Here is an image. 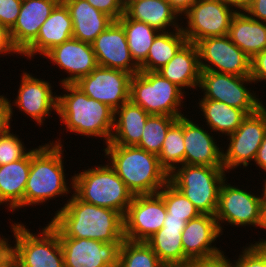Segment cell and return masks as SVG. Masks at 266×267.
I'll use <instances>...</instances> for the list:
<instances>
[{"label":"cell","instance_id":"15","mask_svg":"<svg viewBox=\"0 0 266 267\" xmlns=\"http://www.w3.org/2000/svg\"><path fill=\"white\" fill-rule=\"evenodd\" d=\"M21 74L17 96L12 102L10 99L8 100L11 119L15 113L13 110L15 107L19 109V112L22 111L32 118L31 120L35 121L36 125L42 126L46 117L47 119L50 118L53 110V114L55 112L57 114L58 95L53 92L52 83L49 81L37 78L30 72L23 71Z\"/></svg>","mask_w":266,"mask_h":267},{"label":"cell","instance_id":"50","mask_svg":"<svg viewBox=\"0 0 266 267\" xmlns=\"http://www.w3.org/2000/svg\"><path fill=\"white\" fill-rule=\"evenodd\" d=\"M171 6L182 16L196 0H168Z\"/></svg>","mask_w":266,"mask_h":267},{"label":"cell","instance_id":"30","mask_svg":"<svg viewBox=\"0 0 266 267\" xmlns=\"http://www.w3.org/2000/svg\"><path fill=\"white\" fill-rule=\"evenodd\" d=\"M198 99L199 101L196 104H199L198 108L204 117L203 119H205L203 122L207 123L204 126L207 125L211 132H216V134H220L219 136L231 135L248 116L244 110L231 107L224 102Z\"/></svg>","mask_w":266,"mask_h":267},{"label":"cell","instance_id":"51","mask_svg":"<svg viewBox=\"0 0 266 267\" xmlns=\"http://www.w3.org/2000/svg\"><path fill=\"white\" fill-rule=\"evenodd\" d=\"M231 8H233L236 12H243L245 11L252 0H221Z\"/></svg>","mask_w":266,"mask_h":267},{"label":"cell","instance_id":"9","mask_svg":"<svg viewBox=\"0 0 266 267\" xmlns=\"http://www.w3.org/2000/svg\"><path fill=\"white\" fill-rule=\"evenodd\" d=\"M249 83L255 84L250 76L201 71L199 89L204 92L201 99L224 102L250 115L264 106L265 102L260 101L261 98L250 87L247 88Z\"/></svg>","mask_w":266,"mask_h":267},{"label":"cell","instance_id":"18","mask_svg":"<svg viewBox=\"0 0 266 267\" xmlns=\"http://www.w3.org/2000/svg\"><path fill=\"white\" fill-rule=\"evenodd\" d=\"M43 58L68 73L60 79L61 85L77 83L98 66L92 44L75 38L54 46Z\"/></svg>","mask_w":266,"mask_h":267},{"label":"cell","instance_id":"36","mask_svg":"<svg viewBox=\"0 0 266 267\" xmlns=\"http://www.w3.org/2000/svg\"><path fill=\"white\" fill-rule=\"evenodd\" d=\"M178 120L168 115H150L143 128L142 137L137 147L159 155L167 131Z\"/></svg>","mask_w":266,"mask_h":267},{"label":"cell","instance_id":"43","mask_svg":"<svg viewBox=\"0 0 266 267\" xmlns=\"http://www.w3.org/2000/svg\"><path fill=\"white\" fill-rule=\"evenodd\" d=\"M5 95H0V137L6 135L11 129V109Z\"/></svg>","mask_w":266,"mask_h":267},{"label":"cell","instance_id":"23","mask_svg":"<svg viewBox=\"0 0 266 267\" xmlns=\"http://www.w3.org/2000/svg\"><path fill=\"white\" fill-rule=\"evenodd\" d=\"M61 0H23L14 26L9 30L13 46L21 54L38 36L42 24Z\"/></svg>","mask_w":266,"mask_h":267},{"label":"cell","instance_id":"54","mask_svg":"<svg viewBox=\"0 0 266 267\" xmlns=\"http://www.w3.org/2000/svg\"><path fill=\"white\" fill-rule=\"evenodd\" d=\"M123 5L125 6L128 2L132 1V0H121Z\"/></svg>","mask_w":266,"mask_h":267},{"label":"cell","instance_id":"53","mask_svg":"<svg viewBox=\"0 0 266 267\" xmlns=\"http://www.w3.org/2000/svg\"><path fill=\"white\" fill-rule=\"evenodd\" d=\"M262 183H264V185H262L263 186V188L261 189L262 190V192L263 193H261L262 195H261V202H266V177H265V179L263 180V182Z\"/></svg>","mask_w":266,"mask_h":267},{"label":"cell","instance_id":"7","mask_svg":"<svg viewBox=\"0 0 266 267\" xmlns=\"http://www.w3.org/2000/svg\"><path fill=\"white\" fill-rule=\"evenodd\" d=\"M184 94L188 95L157 71L138 72L130 80L129 100L150 115L185 116L182 113Z\"/></svg>","mask_w":266,"mask_h":267},{"label":"cell","instance_id":"17","mask_svg":"<svg viewBox=\"0 0 266 267\" xmlns=\"http://www.w3.org/2000/svg\"><path fill=\"white\" fill-rule=\"evenodd\" d=\"M59 239L65 267H118L122 242L105 243L86 238Z\"/></svg>","mask_w":266,"mask_h":267},{"label":"cell","instance_id":"22","mask_svg":"<svg viewBox=\"0 0 266 267\" xmlns=\"http://www.w3.org/2000/svg\"><path fill=\"white\" fill-rule=\"evenodd\" d=\"M70 38H73L72 19L68 8L60 1L40 27L36 39L20 55L27 60L38 54L44 56L54 46Z\"/></svg>","mask_w":266,"mask_h":267},{"label":"cell","instance_id":"20","mask_svg":"<svg viewBox=\"0 0 266 267\" xmlns=\"http://www.w3.org/2000/svg\"><path fill=\"white\" fill-rule=\"evenodd\" d=\"M221 235L215 216L200 214L189 220L182 232L184 255L192 261L210 259L225 253L216 244L213 245Z\"/></svg>","mask_w":266,"mask_h":267},{"label":"cell","instance_id":"47","mask_svg":"<svg viewBox=\"0 0 266 267\" xmlns=\"http://www.w3.org/2000/svg\"><path fill=\"white\" fill-rule=\"evenodd\" d=\"M0 267H7L9 265V242L10 238L0 234Z\"/></svg>","mask_w":266,"mask_h":267},{"label":"cell","instance_id":"38","mask_svg":"<svg viewBox=\"0 0 266 267\" xmlns=\"http://www.w3.org/2000/svg\"><path fill=\"white\" fill-rule=\"evenodd\" d=\"M10 130L0 137V165H6L26 157L32 149H27L19 135Z\"/></svg>","mask_w":266,"mask_h":267},{"label":"cell","instance_id":"10","mask_svg":"<svg viewBox=\"0 0 266 267\" xmlns=\"http://www.w3.org/2000/svg\"><path fill=\"white\" fill-rule=\"evenodd\" d=\"M235 13L221 0H196L181 16V30L187 42L194 44L204 38L226 36Z\"/></svg>","mask_w":266,"mask_h":267},{"label":"cell","instance_id":"27","mask_svg":"<svg viewBox=\"0 0 266 267\" xmlns=\"http://www.w3.org/2000/svg\"><path fill=\"white\" fill-rule=\"evenodd\" d=\"M69 10L73 23V38L92 44L114 20L94 8L86 0H61Z\"/></svg>","mask_w":266,"mask_h":267},{"label":"cell","instance_id":"48","mask_svg":"<svg viewBox=\"0 0 266 267\" xmlns=\"http://www.w3.org/2000/svg\"><path fill=\"white\" fill-rule=\"evenodd\" d=\"M254 163L266 173V135L258 149Z\"/></svg>","mask_w":266,"mask_h":267},{"label":"cell","instance_id":"44","mask_svg":"<svg viewBox=\"0 0 266 267\" xmlns=\"http://www.w3.org/2000/svg\"><path fill=\"white\" fill-rule=\"evenodd\" d=\"M185 267H230V262L223 253L210 259L192 260Z\"/></svg>","mask_w":266,"mask_h":267},{"label":"cell","instance_id":"24","mask_svg":"<svg viewBox=\"0 0 266 267\" xmlns=\"http://www.w3.org/2000/svg\"><path fill=\"white\" fill-rule=\"evenodd\" d=\"M124 13L159 32L181 29L180 15L168 0H132L124 6Z\"/></svg>","mask_w":266,"mask_h":267},{"label":"cell","instance_id":"39","mask_svg":"<svg viewBox=\"0 0 266 267\" xmlns=\"http://www.w3.org/2000/svg\"><path fill=\"white\" fill-rule=\"evenodd\" d=\"M237 260L230 261V267H266V247L249 244L242 247Z\"/></svg>","mask_w":266,"mask_h":267},{"label":"cell","instance_id":"32","mask_svg":"<svg viewBox=\"0 0 266 267\" xmlns=\"http://www.w3.org/2000/svg\"><path fill=\"white\" fill-rule=\"evenodd\" d=\"M187 42L181 29L159 32L151 45L140 72H156L165 66Z\"/></svg>","mask_w":266,"mask_h":267},{"label":"cell","instance_id":"4","mask_svg":"<svg viewBox=\"0 0 266 267\" xmlns=\"http://www.w3.org/2000/svg\"><path fill=\"white\" fill-rule=\"evenodd\" d=\"M104 158L133 195L155 194L169 181L158 155L137 146L105 145Z\"/></svg>","mask_w":266,"mask_h":267},{"label":"cell","instance_id":"33","mask_svg":"<svg viewBox=\"0 0 266 267\" xmlns=\"http://www.w3.org/2000/svg\"><path fill=\"white\" fill-rule=\"evenodd\" d=\"M117 21L124 28L132 59L140 66L146 60L149 49L159 31L144 22L130 19L125 13Z\"/></svg>","mask_w":266,"mask_h":267},{"label":"cell","instance_id":"29","mask_svg":"<svg viewBox=\"0 0 266 267\" xmlns=\"http://www.w3.org/2000/svg\"><path fill=\"white\" fill-rule=\"evenodd\" d=\"M228 36L251 59L266 49V22L257 21L245 11L232 17Z\"/></svg>","mask_w":266,"mask_h":267},{"label":"cell","instance_id":"42","mask_svg":"<svg viewBox=\"0 0 266 267\" xmlns=\"http://www.w3.org/2000/svg\"><path fill=\"white\" fill-rule=\"evenodd\" d=\"M250 77L255 84L262 81L266 83V49L251 59Z\"/></svg>","mask_w":266,"mask_h":267},{"label":"cell","instance_id":"12","mask_svg":"<svg viewBox=\"0 0 266 267\" xmlns=\"http://www.w3.org/2000/svg\"><path fill=\"white\" fill-rule=\"evenodd\" d=\"M227 178L222 182L218 207L215 214L219 229L223 235V226L233 225L232 227L244 226V228L257 227L260 222V206H261V195H256L252 191L238 188L236 185L228 183ZM224 223V224H223ZM223 225V226H222Z\"/></svg>","mask_w":266,"mask_h":267},{"label":"cell","instance_id":"1","mask_svg":"<svg viewBox=\"0 0 266 267\" xmlns=\"http://www.w3.org/2000/svg\"><path fill=\"white\" fill-rule=\"evenodd\" d=\"M55 211L49 223L59 238H86L105 243L123 242V215L116 210L80 200L74 193Z\"/></svg>","mask_w":266,"mask_h":267},{"label":"cell","instance_id":"34","mask_svg":"<svg viewBox=\"0 0 266 267\" xmlns=\"http://www.w3.org/2000/svg\"><path fill=\"white\" fill-rule=\"evenodd\" d=\"M183 116L169 128L158 155L161 166L170 175L178 166L184 164Z\"/></svg>","mask_w":266,"mask_h":267},{"label":"cell","instance_id":"52","mask_svg":"<svg viewBox=\"0 0 266 267\" xmlns=\"http://www.w3.org/2000/svg\"><path fill=\"white\" fill-rule=\"evenodd\" d=\"M186 222L183 218L169 217V214H166L163 226H173V227H185Z\"/></svg>","mask_w":266,"mask_h":267},{"label":"cell","instance_id":"6","mask_svg":"<svg viewBox=\"0 0 266 267\" xmlns=\"http://www.w3.org/2000/svg\"><path fill=\"white\" fill-rule=\"evenodd\" d=\"M105 162L74 173L73 193L86 203L116 210L124 216L134 195L108 161Z\"/></svg>","mask_w":266,"mask_h":267},{"label":"cell","instance_id":"8","mask_svg":"<svg viewBox=\"0 0 266 267\" xmlns=\"http://www.w3.org/2000/svg\"><path fill=\"white\" fill-rule=\"evenodd\" d=\"M225 173L223 167L182 164L169 175V181L201 214L215 216L221 184L228 178Z\"/></svg>","mask_w":266,"mask_h":267},{"label":"cell","instance_id":"16","mask_svg":"<svg viewBox=\"0 0 266 267\" xmlns=\"http://www.w3.org/2000/svg\"><path fill=\"white\" fill-rule=\"evenodd\" d=\"M132 75L122 70L97 66L75 85L88 97L108 105L116 111L129 101Z\"/></svg>","mask_w":266,"mask_h":267},{"label":"cell","instance_id":"19","mask_svg":"<svg viewBox=\"0 0 266 267\" xmlns=\"http://www.w3.org/2000/svg\"><path fill=\"white\" fill-rule=\"evenodd\" d=\"M98 66L134 75L139 66L131 57L123 26L113 21L92 43Z\"/></svg>","mask_w":266,"mask_h":267},{"label":"cell","instance_id":"5","mask_svg":"<svg viewBox=\"0 0 266 267\" xmlns=\"http://www.w3.org/2000/svg\"><path fill=\"white\" fill-rule=\"evenodd\" d=\"M10 224L15 240L14 246L9 243L11 267H65L59 234L49 222L38 234L21 222Z\"/></svg>","mask_w":266,"mask_h":267},{"label":"cell","instance_id":"25","mask_svg":"<svg viewBox=\"0 0 266 267\" xmlns=\"http://www.w3.org/2000/svg\"><path fill=\"white\" fill-rule=\"evenodd\" d=\"M157 72L180 87L185 93V89L198 90L201 70L196 44L186 42L175 56Z\"/></svg>","mask_w":266,"mask_h":267},{"label":"cell","instance_id":"2","mask_svg":"<svg viewBox=\"0 0 266 267\" xmlns=\"http://www.w3.org/2000/svg\"><path fill=\"white\" fill-rule=\"evenodd\" d=\"M61 139L49 141L37 146L38 148L32 147L31 167L24 191L25 209L26 206L44 205L59 196L68 198V194L73 192V176L70 181L66 179L64 145Z\"/></svg>","mask_w":266,"mask_h":267},{"label":"cell","instance_id":"13","mask_svg":"<svg viewBox=\"0 0 266 267\" xmlns=\"http://www.w3.org/2000/svg\"><path fill=\"white\" fill-rule=\"evenodd\" d=\"M201 71L251 75V58L228 35L201 39L196 43Z\"/></svg>","mask_w":266,"mask_h":267},{"label":"cell","instance_id":"46","mask_svg":"<svg viewBox=\"0 0 266 267\" xmlns=\"http://www.w3.org/2000/svg\"><path fill=\"white\" fill-rule=\"evenodd\" d=\"M245 12L257 21L266 22V0H252Z\"/></svg>","mask_w":266,"mask_h":267},{"label":"cell","instance_id":"14","mask_svg":"<svg viewBox=\"0 0 266 267\" xmlns=\"http://www.w3.org/2000/svg\"><path fill=\"white\" fill-rule=\"evenodd\" d=\"M166 214L164 200L158 193L134 195L123 216L125 239L146 242L163 227Z\"/></svg>","mask_w":266,"mask_h":267},{"label":"cell","instance_id":"26","mask_svg":"<svg viewBox=\"0 0 266 267\" xmlns=\"http://www.w3.org/2000/svg\"><path fill=\"white\" fill-rule=\"evenodd\" d=\"M31 167V152L24 158L0 165V206L12 213L24 207V191Z\"/></svg>","mask_w":266,"mask_h":267},{"label":"cell","instance_id":"11","mask_svg":"<svg viewBox=\"0 0 266 267\" xmlns=\"http://www.w3.org/2000/svg\"><path fill=\"white\" fill-rule=\"evenodd\" d=\"M266 135V106L248 115L238 129L227 137L229 144L223 149V168L230 173L240 166L246 169L255 160L258 149ZM242 165V166H241Z\"/></svg>","mask_w":266,"mask_h":267},{"label":"cell","instance_id":"35","mask_svg":"<svg viewBox=\"0 0 266 267\" xmlns=\"http://www.w3.org/2000/svg\"><path fill=\"white\" fill-rule=\"evenodd\" d=\"M118 267H166L146 242L124 239L119 249Z\"/></svg>","mask_w":266,"mask_h":267},{"label":"cell","instance_id":"37","mask_svg":"<svg viewBox=\"0 0 266 267\" xmlns=\"http://www.w3.org/2000/svg\"><path fill=\"white\" fill-rule=\"evenodd\" d=\"M158 194L164 200L169 217L183 218L187 223L201 214L195 205L170 181L158 191Z\"/></svg>","mask_w":266,"mask_h":267},{"label":"cell","instance_id":"49","mask_svg":"<svg viewBox=\"0 0 266 267\" xmlns=\"http://www.w3.org/2000/svg\"><path fill=\"white\" fill-rule=\"evenodd\" d=\"M258 227H259V229L263 228L264 230H266V202H261V206H260V222H259ZM250 244L256 245V246H264V247H266V239L260 238L258 241H253Z\"/></svg>","mask_w":266,"mask_h":267},{"label":"cell","instance_id":"40","mask_svg":"<svg viewBox=\"0 0 266 267\" xmlns=\"http://www.w3.org/2000/svg\"><path fill=\"white\" fill-rule=\"evenodd\" d=\"M23 0H0V27L10 30L17 21Z\"/></svg>","mask_w":266,"mask_h":267},{"label":"cell","instance_id":"21","mask_svg":"<svg viewBox=\"0 0 266 267\" xmlns=\"http://www.w3.org/2000/svg\"><path fill=\"white\" fill-rule=\"evenodd\" d=\"M186 116H183L184 164L223 167V146L217 144L210 130Z\"/></svg>","mask_w":266,"mask_h":267},{"label":"cell","instance_id":"45","mask_svg":"<svg viewBox=\"0 0 266 267\" xmlns=\"http://www.w3.org/2000/svg\"><path fill=\"white\" fill-rule=\"evenodd\" d=\"M6 54L8 56H11V55L14 56V54L16 55L19 54L18 56H20V53L12 44L9 30H7L6 28L0 27V57H4V55L6 56Z\"/></svg>","mask_w":266,"mask_h":267},{"label":"cell","instance_id":"3","mask_svg":"<svg viewBox=\"0 0 266 267\" xmlns=\"http://www.w3.org/2000/svg\"><path fill=\"white\" fill-rule=\"evenodd\" d=\"M60 87L66 93L58 95L57 117L65 126L66 132L101 138L105 145L108 144L113 134L115 111L88 97L75 84Z\"/></svg>","mask_w":266,"mask_h":267},{"label":"cell","instance_id":"31","mask_svg":"<svg viewBox=\"0 0 266 267\" xmlns=\"http://www.w3.org/2000/svg\"><path fill=\"white\" fill-rule=\"evenodd\" d=\"M184 228L163 226L146 241L166 267H185L190 262L184 255L182 246Z\"/></svg>","mask_w":266,"mask_h":267},{"label":"cell","instance_id":"28","mask_svg":"<svg viewBox=\"0 0 266 267\" xmlns=\"http://www.w3.org/2000/svg\"><path fill=\"white\" fill-rule=\"evenodd\" d=\"M150 114L130 100L122 104L114 115V129L106 145L136 146Z\"/></svg>","mask_w":266,"mask_h":267},{"label":"cell","instance_id":"41","mask_svg":"<svg viewBox=\"0 0 266 267\" xmlns=\"http://www.w3.org/2000/svg\"><path fill=\"white\" fill-rule=\"evenodd\" d=\"M97 10L107 14L117 21L124 14V5L121 0H86Z\"/></svg>","mask_w":266,"mask_h":267}]
</instances>
